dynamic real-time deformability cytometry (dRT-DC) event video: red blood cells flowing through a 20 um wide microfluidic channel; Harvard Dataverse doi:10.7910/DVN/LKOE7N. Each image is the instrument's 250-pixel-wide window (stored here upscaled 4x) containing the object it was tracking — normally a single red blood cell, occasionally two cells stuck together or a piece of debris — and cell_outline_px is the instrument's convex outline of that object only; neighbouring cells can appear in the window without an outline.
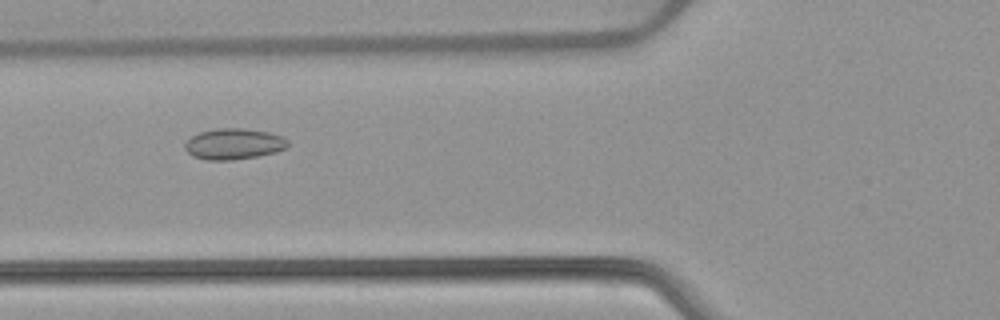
{"species": "common noctule bat (a hibernating species)", "species_latin": "Nyctalus noctula", "temperature_condition": "warm", "stored_images_in_passage": 54, "camera_frame_rate_fps": 3000, "um_per_image_px": 0.085, "animal": {"sex": "female", "body_mass_g": 22.7, "forearm_length_mm": 54.2}, "frame": {"image": 1, "passage_image": 21, "time_ms": 6.667, "image_size_px": [1000, 320], "cell_outline_px": [[288, 144], [284, 148], [276, 152], [256, 156], [232, 160], [208, 160], [192, 156], [184, 148], [184, 144], [192, 136], [200, 132], [216, 128], [244, 128], [268, 132], [284, 136], [288, 140]], "centroid_in_image_um": [19.87, 12.23], "position_along_channel_um": 105.9, "area_um2": 18.55}}
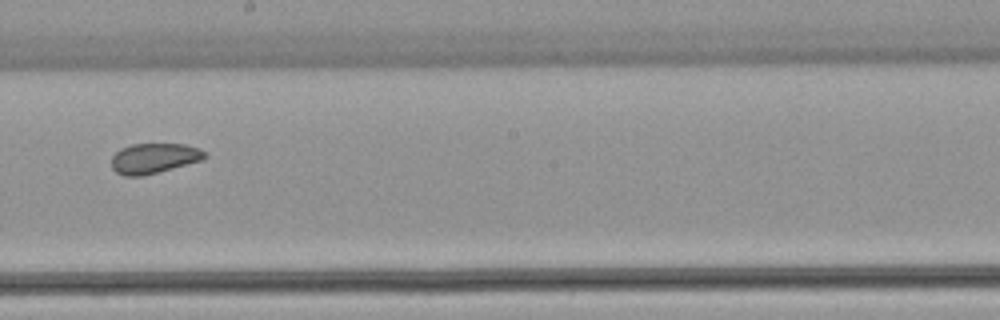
{"frame": {"image": 2, "passage_image": 31, "time_ms": 10.0, "image_size_px": [1000, 320], "cell_outline_px": [[208, 156], [204, 160], [144, 176], [124, 176], [116, 172], [112, 168], [112, 156], [120, 148], [132, 144], [184, 144], [200, 148]], "centroid_in_image_um": [13.11, 13.46], "position_along_channel_um": 235.1, "area_um2": 16.59}}
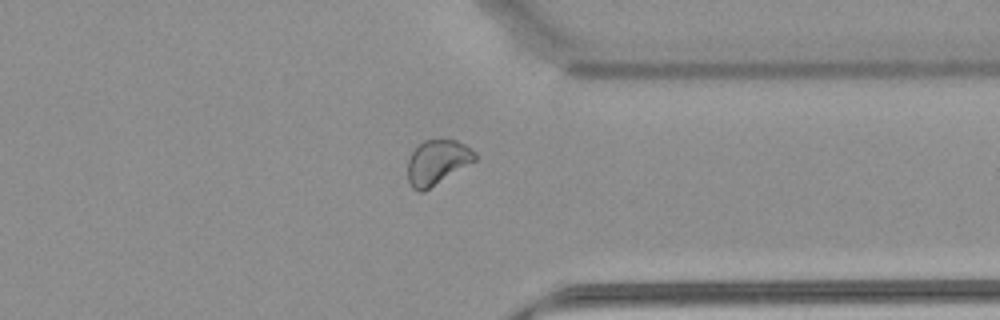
{"frame": {"image": 3, "passage_image": 42, "time_ms": 13.667, "image_size_px": [1000, 320], "cell_outline_px": [[476, 160], [424, 192], [420, 192], [412, 188], [408, 180], [408, 160], [412, 152], [424, 140], [456, 140], [464, 144], [476, 152]], "centroid_in_image_um": [37.16, 13.8], "position_along_channel_um": 374.2, "area_um2": 17.4}, "authors_computed_cell_mechanics": {"area_um2": 19.7965, "velocity_mm_per_s": 3.874, "shape_relaxation_time_tau1_ms": null, "shape_relaxation_time_tau2_ms": 2.8715, "deformation_change_tau1": null, "deformation_change_tau2": 0.0589}}